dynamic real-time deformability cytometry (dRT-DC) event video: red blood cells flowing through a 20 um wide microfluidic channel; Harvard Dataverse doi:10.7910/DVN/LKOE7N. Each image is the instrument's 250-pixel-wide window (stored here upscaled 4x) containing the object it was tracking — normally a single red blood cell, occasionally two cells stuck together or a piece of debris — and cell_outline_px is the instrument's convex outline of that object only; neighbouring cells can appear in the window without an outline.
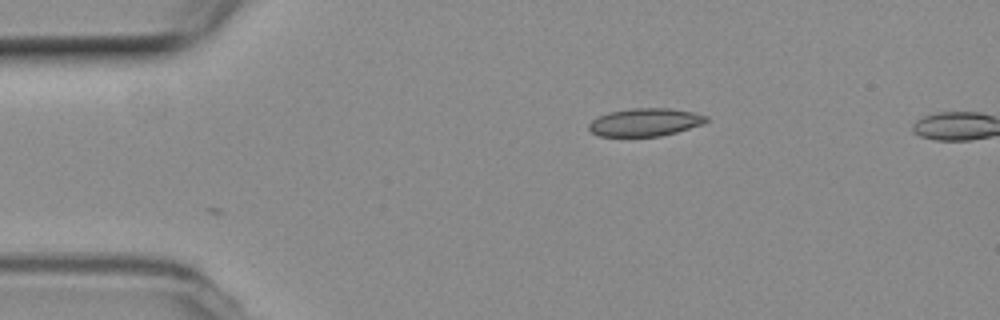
{"species": "common noctule bat (a hibernating species)", "species_latin": "Nyctalus noctula", "temperature_condition": "room temperature", "stored_images_in_passage": 6, "camera_frame_rate_fps": 3000, "um_per_image_px": 0.085, "animal": {"sex": "female", "body_mass_g": 19.3, "forearm_length_mm": 54.1}, "frame": {"image": 1, "passage_image": 6, "time_ms": 1.667, "image_size_px": [1000, 320], "cell_outline_px": [[708, 120], [704, 124], [676, 132], [660, 136], [600, 136], [592, 132], [588, 128], [588, 124], [592, 120], [608, 112], [632, 108], [668, 108], [692, 112], [708, 116]], "centroid_in_image_um": [54.84, 10.38], "position_along_channel_um": 30.2, "area_um2": 19.02}}